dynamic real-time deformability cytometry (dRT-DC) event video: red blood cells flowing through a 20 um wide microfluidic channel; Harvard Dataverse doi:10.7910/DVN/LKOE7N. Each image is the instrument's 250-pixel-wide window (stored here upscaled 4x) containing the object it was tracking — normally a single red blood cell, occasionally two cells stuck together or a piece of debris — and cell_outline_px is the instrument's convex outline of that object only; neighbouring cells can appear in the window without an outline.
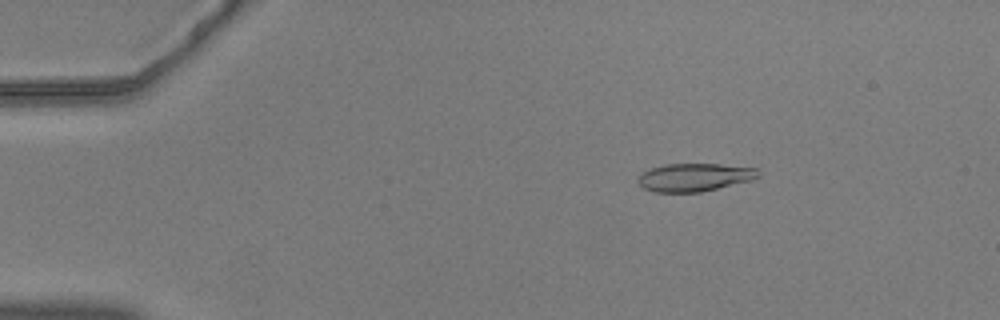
{"species": "common noctule bat (a hibernating species)", "species_latin": "Nyctalus noctula", "temperature_condition": "warm", "stored_images_in_passage": 27, "camera_frame_rate_fps": 3000, "um_per_image_px": 0.085, "animal": {"sex": "male", "body_mass_g": 20.5, "forearm_length_mm": 52.5}, "frame": {"image": 1, "passage_image": 4, "time_ms": 1.0, "image_size_px": [1000, 320], "cell_outline_px": [[760, 176], [752, 180], [700, 192], [652, 192], [644, 188], [636, 180], [644, 172], [652, 168], [664, 164], [720, 164], [756, 168], [760, 172]], "centroid_in_image_um": [59.04, 15.07], "position_along_channel_um": 26.0, "area_um2": 19.54}}
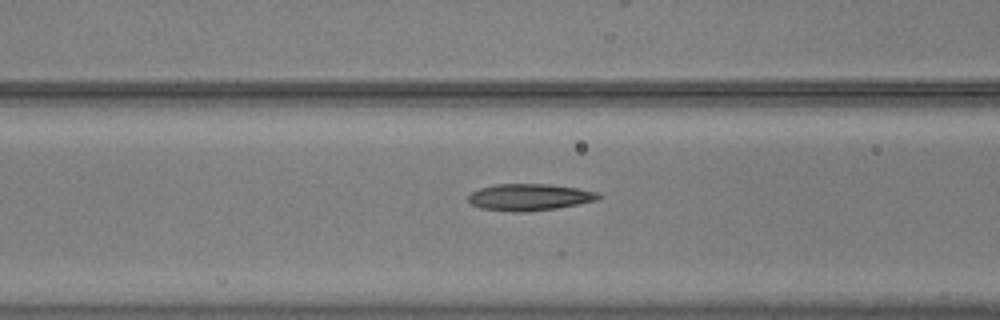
{"frame": {"image": 2, "passage_image": 18, "time_ms": 5.667, "image_size_px": [1000, 320], "cell_outline_px": [[604, 196], [596, 200], [556, 208], [520, 212], [512, 212], [480, 208], [472, 204], [468, 200], [468, 196], [472, 192], [480, 188], [496, 184], [548, 184], [576, 188], [600, 192]], "centroid_in_image_um": [45.01, 16.75], "position_along_channel_um": 121.6, "area_um2": 20.17}}
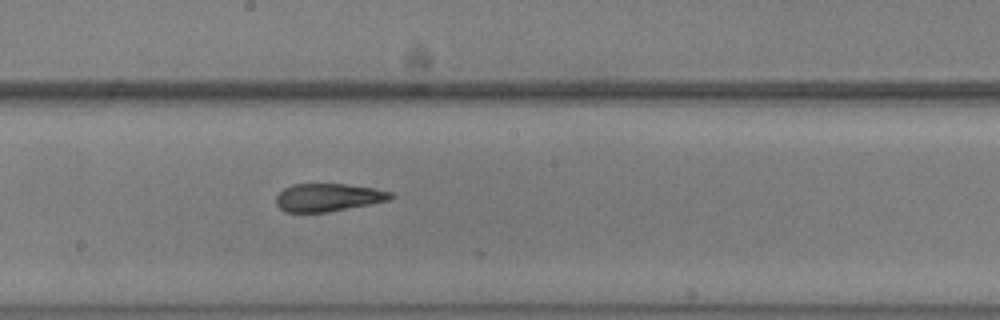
{"frame": {"image": 3, "passage_image": 26, "time_ms": 8.333, "image_size_px": [1000, 320], "cell_outline_px": [[396, 196], [388, 200], [372, 204], [328, 212], [284, 212], [276, 204], [276, 196], [284, 188], [292, 184], [344, 184], [376, 188], [392, 192]], "centroid_in_image_um": [27.91, 16.78], "position_along_channel_um": 220.3, "area_um2": 18.79}}